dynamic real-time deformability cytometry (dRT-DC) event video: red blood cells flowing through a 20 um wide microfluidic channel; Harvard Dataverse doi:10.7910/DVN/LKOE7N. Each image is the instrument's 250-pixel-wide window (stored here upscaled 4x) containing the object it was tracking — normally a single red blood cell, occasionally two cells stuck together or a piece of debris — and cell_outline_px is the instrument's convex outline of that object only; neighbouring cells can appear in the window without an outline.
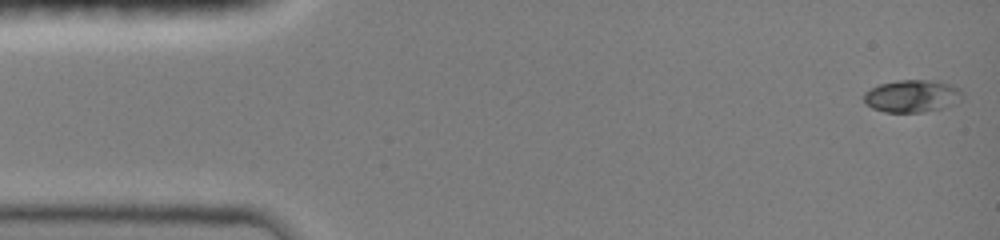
{"species": "common noctule bat (a hibernating species)", "species_latin": "Nyctalus noctula", "temperature_condition": "room temperature", "stored_images_in_passage": 47, "camera_frame_rate_fps": 3000, "um_per_image_px": 0.085, "animal": {"sex": "female", "body_mass_g": 19.0, "forearm_length_mm": 51.5}, "frame": {"image": 1, "passage_image": 1, "time_ms": 0.0, "image_size_px": [1000, 240], "cell_outline_px": [[964, 96], [956, 104], [944, 108], [924, 112], [884, 112], [872, 108], [864, 100], [864, 92], [880, 84], [896, 80], [940, 80], [960, 88]], "centroid_in_image_um": [77.59, 8.16], "position_along_channel_um": 7.4, "area_um2": 18.9}}
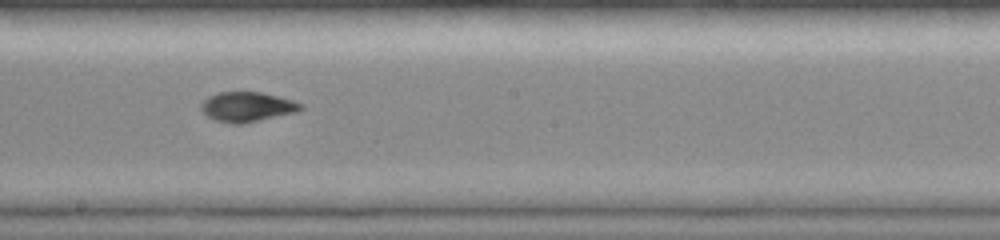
{"frame": {"image": 2, "passage_image": 26, "time_ms": 8.333, "image_size_px": [1000, 240], "cell_outline_px": [[304, 108], [296, 112], [244, 124], [232, 124], [216, 120], [208, 116], [200, 108], [200, 104], [208, 96], [220, 92], [260, 92], [292, 100], [304, 104]], "centroid_in_image_um": [21.02, 9.09], "position_along_channel_um": 227.2, "area_um2": 17.28}}
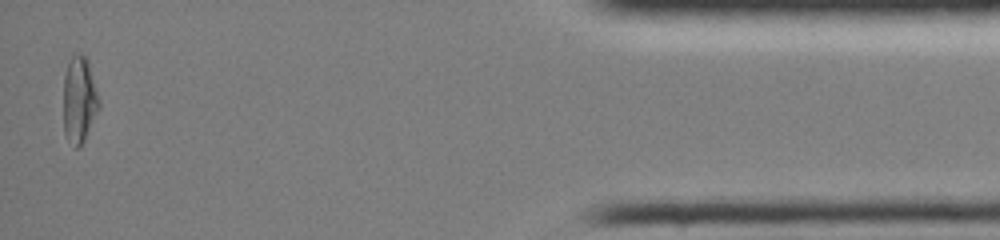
{"frame": {"image": 3, "passage_image": 46, "time_ms": 15.0, "image_size_px": [1000, 240], "cell_outline_px": [[100, 108], [80, 148], [76, 148], [68, 140], [64, 132], [64, 76], [68, 60], [72, 52], [80, 52], [88, 60], [100, 100]], "centroid_in_image_um": [6.74, 8.43], "position_along_channel_um": 428.5, "area_um2": 18.26}, "authors_computed_cell_mechanics": {"area_um2": 17.1088, "velocity_mm_per_s": 4.0519, "shape_relaxation_time_tau1_ms": 9.184, "shape_relaxation_time_tau2_ms": 2.4908, "deformation_change_tau1": 0.2864, "deformation_change_tau2": 0.0424}}